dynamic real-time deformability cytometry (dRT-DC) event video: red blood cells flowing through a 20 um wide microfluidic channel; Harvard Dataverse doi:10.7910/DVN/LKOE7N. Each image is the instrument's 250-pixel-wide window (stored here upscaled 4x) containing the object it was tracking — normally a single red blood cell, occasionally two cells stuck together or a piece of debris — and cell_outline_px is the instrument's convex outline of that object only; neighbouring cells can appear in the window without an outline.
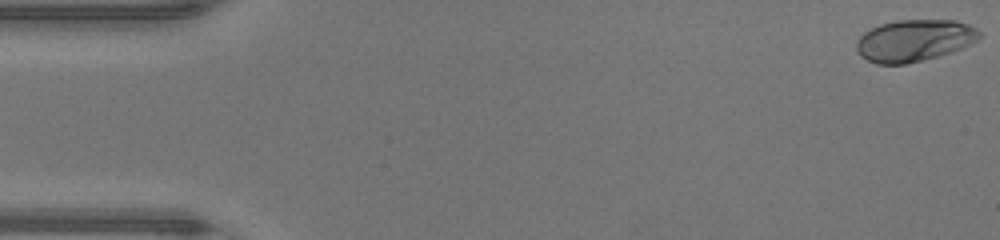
{"species": "human", "species_latin": "Homo sapiens", "temperature_condition": "warm", "stored_images_in_passage": 48, "camera_frame_rate_fps": 3000, "um_per_image_px": 0.085, "donor": {"sex": "male"}, "frame": {"image": 1, "passage_image": 1, "time_ms": 0.0, "image_size_px": [1000, 240], "cell_outline_px": [[980, 36], [972, 44], [936, 56], [904, 64], [876, 64], [860, 56], [856, 52], [856, 40], [864, 32], [880, 24], [896, 20], [956, 20], [968, 24], [976, 28], [980, 32]], "centroid_in_image_um": [77.67, 3.43], "position_along_channel_um": 7.3, "area_um2": 29.82}}
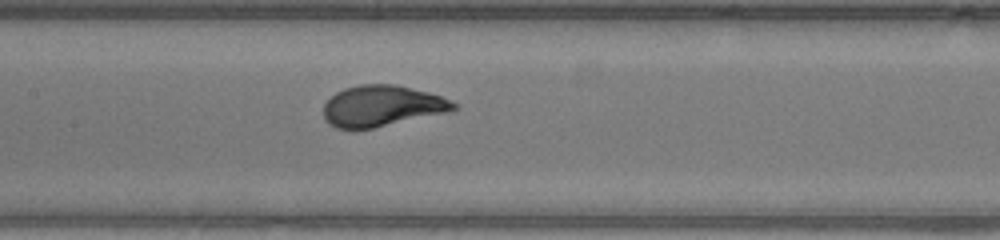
{"frame": {"image": 2, "passage_image": 23, "time_ms": 7.333, "image_size_px": [1000, 240], "cell_outline_px": [[460, 108], [444, 112], [372, 128], [336, 128], [328, 124], [324, 120], [324, 104], [336, 92], [344, 88], [360, 84], [396, 84], [428, 92], [440, 96], [456, 104]], "centroid_in_image_um": [32.42, 8.99], "position_along_channel_um": 175.0, "area_um2": 30.63}}
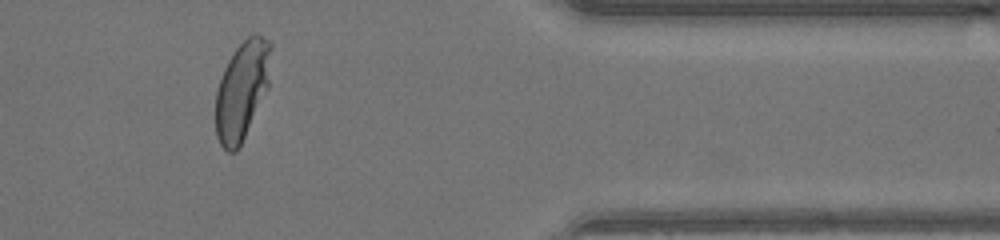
{"frame": {"image": 3, "passage_image": 40, "time_ms": 13.0, "image_size_px": [1000, 240], "cell_outline_px": [[272, 48], [268, 88], [236, 152], [228, 152], [220, 144], [216, 136], [216, 92], [220, 76], [228, 60], [236, 48], [252, 32], [256, 32], [272, 40]], "centroid_in_image_um": [20.58, 7.6], "position_along_channel_um": 390.8, "area_um2": 31.91}, "authors_computed_cell_mechanics": {"area_um2": 30.8941, "velocity_mm_per_s": 4.2824, "shape_relaxation_time_tau1_ms": 2.3233, "shape_relaxation_time_tau2_ms": null, "deformation_change_tau1": 0.1942, "deformation_change_tau2": null}}